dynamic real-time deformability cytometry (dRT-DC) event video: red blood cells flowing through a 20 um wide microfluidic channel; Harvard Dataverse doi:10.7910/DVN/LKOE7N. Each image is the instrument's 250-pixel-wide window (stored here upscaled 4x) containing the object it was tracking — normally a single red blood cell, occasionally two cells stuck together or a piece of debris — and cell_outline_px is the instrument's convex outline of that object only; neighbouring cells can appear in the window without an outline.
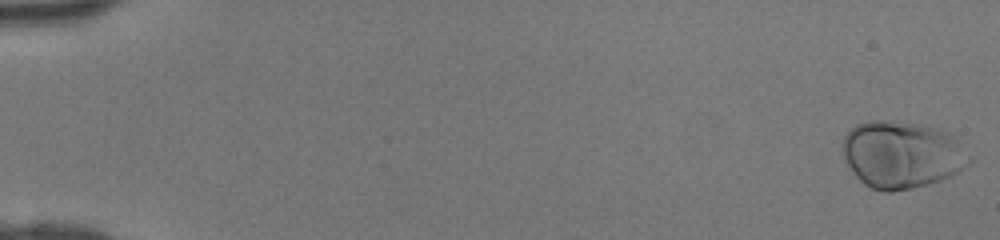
{"species": "human", "species_latin": "Homo sapiens", "temperature_condition": "room temperature", "stored_images_in_passage": 47, "camera_frame_rate_fps": 3000, "um_per_image_px": 0.085, "donor": {"sex": "female"}, "frame": {"image": 1, "passage_image": 1, "time_ms": 0.0, "image_size_px": [1000, 240], "cell_outline_px": [[976, 160], [960, 172], [940, 180], [928, 184], [912, 188], [892, 192], [884, 192], [872, 188], [864, 184], [852, 172], [844, 160], [840, 152], [840, 144], [844, 136], [856, 124], [868, 120], [880, 120], [920, 124], [936, 128], [948, 132]], "centroid_in_image_um": [76.65, 13.15], "position_along_channel_um": 8.4, "area_um2": 50.29}}
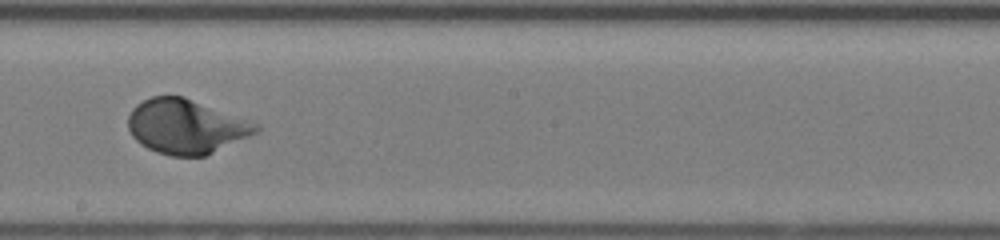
{"frame": {"image": 2, "passage_image": 28, "time_ms": 9.0, "image_size_px": [1000, 240], "cell_outline_px": [[260, 132], [204, 156], [172, 156], [156, 152], [140, 144], [132, 136], [128, 128], [128, 116], [132, 108], [136, 104], [152, 96], [184, 96], [260, 124]], "centroid_in_image_um": [15.82, 10.75], "position_along_channel_um": 232.4, "area_um2": 40.69}}
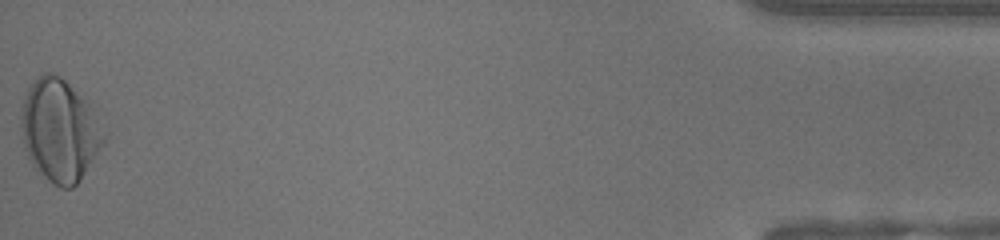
{"frame": {"image": 3, "passage_image": 47, "time_ms": 15.333, "image_size_px": [1000, 240], "cell_outline_px": [[108, 136], [104, 144], [80, 180], [72, 188], [60, 188], [52, 184], [36, 172], [24, 148], [20, 128], [20, 108], [28, 88], [44, 72], [48, 72], [60, 76], [88, 100], [96, 108], [108, 132]], "centroid_in_image_um": [5.11, 11.09], "position_along_channel_um": 430.1, "area_um2": 50.63}}